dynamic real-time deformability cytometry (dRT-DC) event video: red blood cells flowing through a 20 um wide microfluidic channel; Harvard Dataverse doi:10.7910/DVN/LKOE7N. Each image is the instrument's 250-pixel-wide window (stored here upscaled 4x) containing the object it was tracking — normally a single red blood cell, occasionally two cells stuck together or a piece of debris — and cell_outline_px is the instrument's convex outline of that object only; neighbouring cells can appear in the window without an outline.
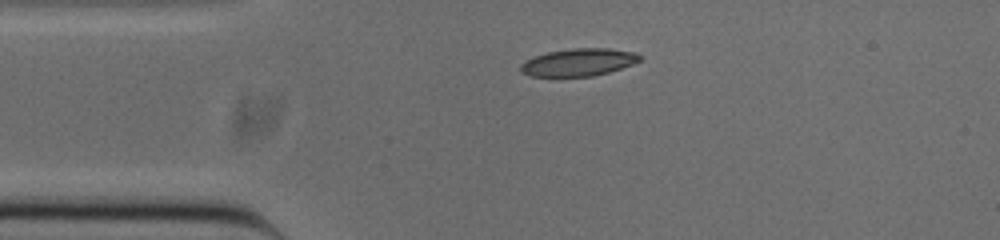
{"species": "common noctule bat (a hibernating species)", "species_latin": "Nyctalus noctula", "temperature_condition": "cold", "stored_images_in_passage": 42, "camera_frame_rate_fps": 3000, "um_per_image_px": 0.085, "animal": {"sex": "male", "body_mass_g": 20.0, "forearm_length_mm": 53.3}, "frame": {"image": 1, "passage_image": 1, "time_ms": 0.0, "image_size_px": [1000, 240], "cell_outline_px": [[644, 56], [640, 60], [632, 64], [608, 72], [592, 76], [528, 76], [520, 72], [520, 64], [524, 60], [548, 52], [572, 48], [608, 48], [636, 52]], "centroid_in_image_um": [49.17, 5.29], "position_along_channel_um": 35.8, "area_um2": 19.13}}
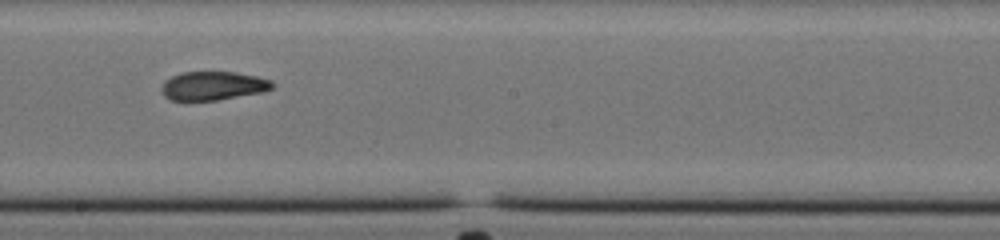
{"frame": {"image": 2, "passage_image": 18, "time_ms": 5.667, "image_size_px": [1000, 240], "cell_outline_px": [[276, 84], [272, 88], [264, 92], [216, 100], [172, 100], [164, 96], [160, 88], [164, 80], [180, 72], [236, 72], [256, 76], [272, 80]], "centroid_in_image_um": [18.12, 7.28], "position_along_channel_um": 230.1, "area_um2": 18.67}}
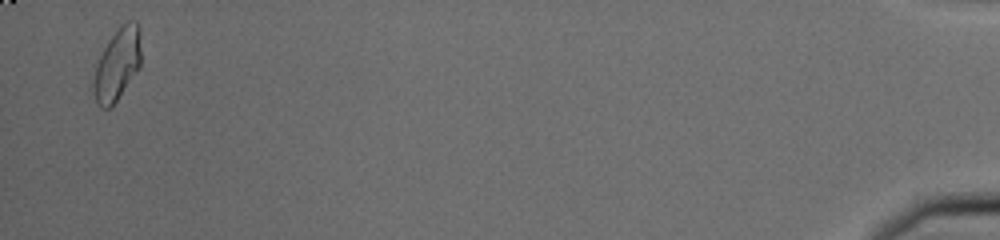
{"frame": {"image": 3, "passage_image": 41, "time_ms": 13.333, "image_size_px": [1000, 240], "cell_outline_px": [[140, 68], [116, 100], [108, 108], [100, 108], [96, 104], [92, 92], [92, 80], [96, 64], [108, 40], [128, 20], [136, 20], [140, 24]], "centroid_in_image_um": [9.95, 5.48], "position_along_channel_um": 425.2, "area_um2": 20.0}, "authors_computed_cell_mechanics": {"area_um2": 19.363, "velocity_mm_per_s": 3.86, "shape_relaxation_time_tau1_ms": null, "shape_relaxation_time_tau2_ms": 2.4823, "deformation_change_tau1": null, "deformation_change_tau2": 0.065}}